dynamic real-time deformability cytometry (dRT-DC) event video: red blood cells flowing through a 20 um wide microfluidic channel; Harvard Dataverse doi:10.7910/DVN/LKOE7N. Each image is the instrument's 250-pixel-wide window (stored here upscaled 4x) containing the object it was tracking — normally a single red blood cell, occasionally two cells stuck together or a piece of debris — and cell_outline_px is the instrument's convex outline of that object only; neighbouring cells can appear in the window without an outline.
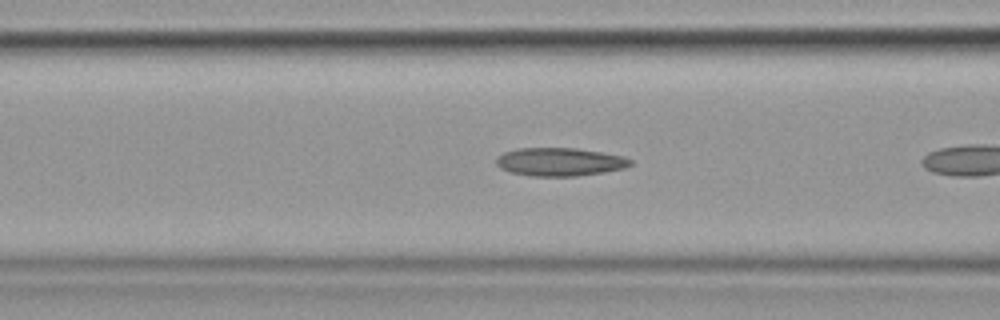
{"species": "common noctule bat (a hibernating species)", "species_latin": "Nyctalus noctula", "temperature_condition": "cold", "stored_images_in_passage": 8, "camera_frame_rate_fps": 3000, "um_per_image_px": 0.085, "animal": {"sex": "female", "body_mass_g": 19.9}, "frame": {"image": 1, "passage_image": 7, "time_ms": 2.0, "image_size_px": [1000, 320], "cell_outline_px": [[632, 164], [624, 168], [604, 172], [576, 176], [532, 176], [512, 172], [500, 168], [496, 164], [496, 156], [504, 152], [520, 148], [576, 148], [624, 156], [632, 160]], "centroid_in_image_um": [47.58, 13.75], "position_along_channel_um": 119.0, "area_um2": 22.02}}